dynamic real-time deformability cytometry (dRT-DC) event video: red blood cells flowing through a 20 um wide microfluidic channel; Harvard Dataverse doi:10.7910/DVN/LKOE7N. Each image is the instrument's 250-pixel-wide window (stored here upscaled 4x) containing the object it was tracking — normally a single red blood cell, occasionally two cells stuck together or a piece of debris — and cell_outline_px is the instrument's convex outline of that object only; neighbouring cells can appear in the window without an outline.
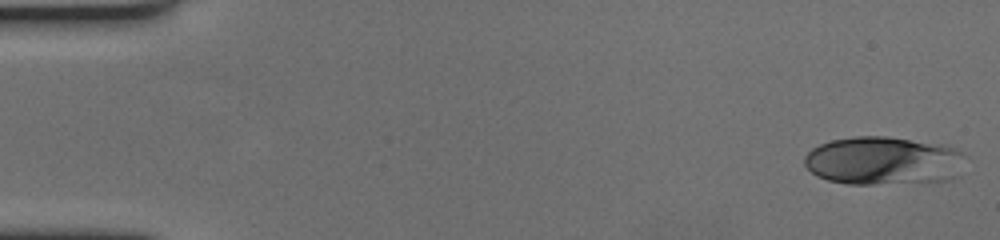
{"species": "human", "species_latin": "Homo sapiens", "temperature_condition": "cold", "stored_images_in_passage": 50, "camera_frame_rate_fps": 3000, "um_per_image_px": 0.085, "donor": {"sex": "female"}, "frame": {"image": 1, "passage_image": 1, "time_ms": 0.0, "image_size_px": [1000, 240], "cell_outline_px": [[964, 156], [960, 176], [948, 180], [872, 184], [848, 184], [828, 180], [816, 176], [804, 164], [804, 156], [812, 148], [820, 144], [832, 140], [856, 136], [888, 136], [940, 144], [952, 148], [960, 152]], "centroid_in_image_um": [75.07, 13.66], "position_along_channel_um": 9.9, "area_um2": 45.26}}
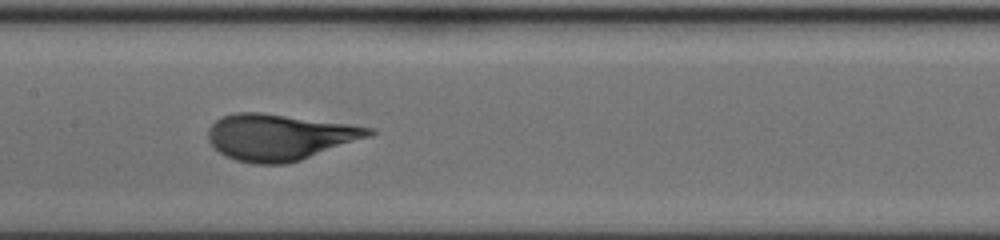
{"frame": {"image": 2, "passage_image": 29, "time_ms": 9.333, "image_size_px": [1000, 240], "cell_outline_px": [[376, 132], [368, 136], [300, 160], [284, 164], [252, 164], [236, 160], [224, 156], [208, 140], [208, 128], [216, 120], [224, 116], [236, 112], [260, 112], [352, 124], [372, 128]], "centroid_in_image_um": [23.71, 11.64], "position_along_channel_um": 183.7, "area_um2": 42.95}}
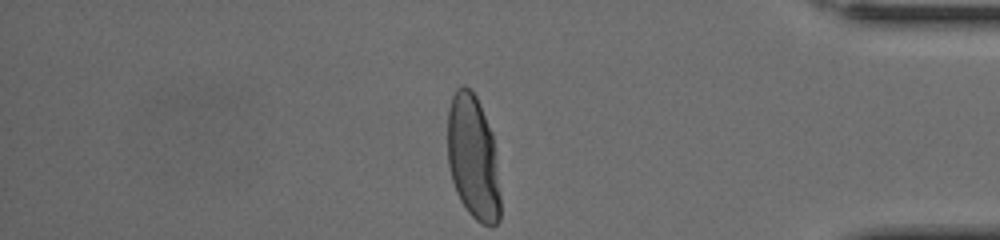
{"frame": {"image": 3, "passage_image": 50, "time_ms": 16.333, "image_size_px": [1000, 240], "cell_outline_px": [[500, 220], [496, 224], [484, 224], [476, 220], [468, 212], [460, 200], [456, 192], [452, 180], [448, 164], [448, 108], [452, 96], [456, 88], [460, 84], [464, 84], [472, 88], [480, 104], [492, 132], [500, 196]], "centroid_in_image_um": [40.19, 13.34], "position_along_channel_um": 395.0, "area_um2": 38.32}}